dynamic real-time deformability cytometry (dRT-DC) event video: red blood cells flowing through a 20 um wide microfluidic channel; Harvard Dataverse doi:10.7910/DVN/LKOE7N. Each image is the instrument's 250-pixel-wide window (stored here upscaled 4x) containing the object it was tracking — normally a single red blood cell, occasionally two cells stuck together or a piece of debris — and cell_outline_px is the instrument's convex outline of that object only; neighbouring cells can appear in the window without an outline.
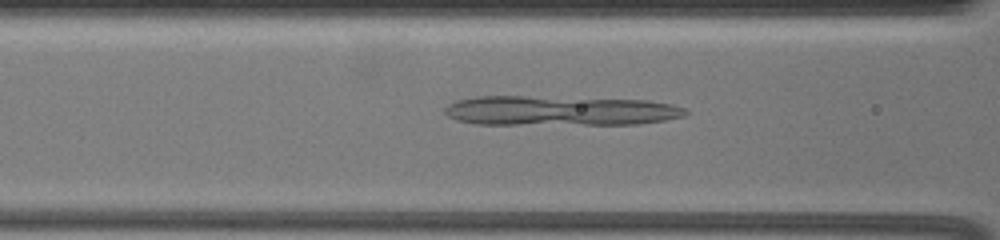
{"species": "common noctule bat (a hibernating species)", "species_latin": "Nyctalus noctula", "temperature_condition": "warm", "stored_images_in_passage": 30, "camera_frame_rate_fps": 3000, "um_per_image_px": 0.085, "animal": {"sex": "female", "body_mass_g": 19.5, "forearm_length_mm": 54.1}, "frame": {"image": 1, "passage_image": 3, "time_ms": 0.667, "image_size_px": [1000, 240], "cell_outline_px": [[688, 112], [684, 116], [664, 120], [640, 124], [476, 124], [456, 120], [448, 116], [444, 112], [444, 108], [448, 104], [456, 100], [476, 96], [524, 96], [648, 100], [672, 104], [684, 108]], "centroid_in_image_um": [47.56, 9.41], "position_along_channel_um": 119.0, "area_um2": 41.91}}
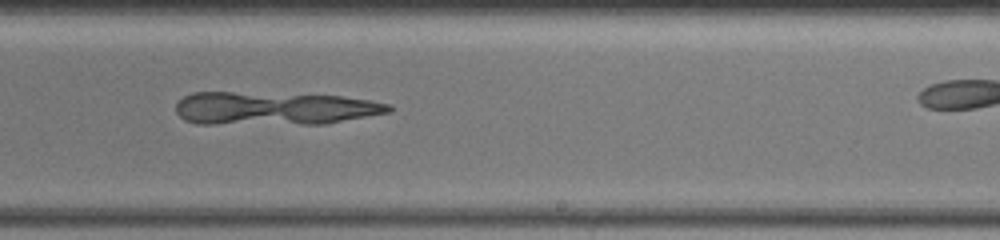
{"frame": {"image": 2, "passage_image": 16, "time_ms": 5.0, "image_size_px": [1000, 240], "cell_outline_px": [[392, 112], [324, 124], [196, 124], [184, 120], [176, 112], [176, 104], [184, 96], [192, 92], [232, 92], [344, 96], [392, 104]], "centroid_in_image_um": [23.3, 9.22], "position_along_channel_um": 265.7, "area_um2": 41.38}}
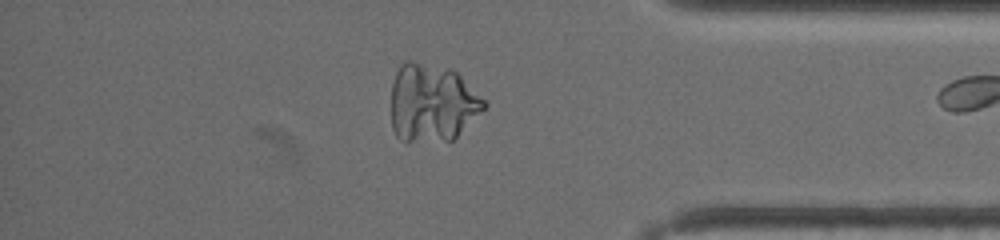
{"frame": {"image": 3, "passage_image": 29, "time_ms": 9.333, "image_size_px": [1000, 240], "cell_outline_px": [[488, 104], [452, 140], [400, 140], [396, 136], [392, 128], [392, 84], [396, 72], [400, 64], [404, 60], [412, 60], [448, 68], [456, 72]], "centroid_in_image_um": [36.69, 8.71], "position_along_channel_um": 398.5, "area_um2": 41.62}}